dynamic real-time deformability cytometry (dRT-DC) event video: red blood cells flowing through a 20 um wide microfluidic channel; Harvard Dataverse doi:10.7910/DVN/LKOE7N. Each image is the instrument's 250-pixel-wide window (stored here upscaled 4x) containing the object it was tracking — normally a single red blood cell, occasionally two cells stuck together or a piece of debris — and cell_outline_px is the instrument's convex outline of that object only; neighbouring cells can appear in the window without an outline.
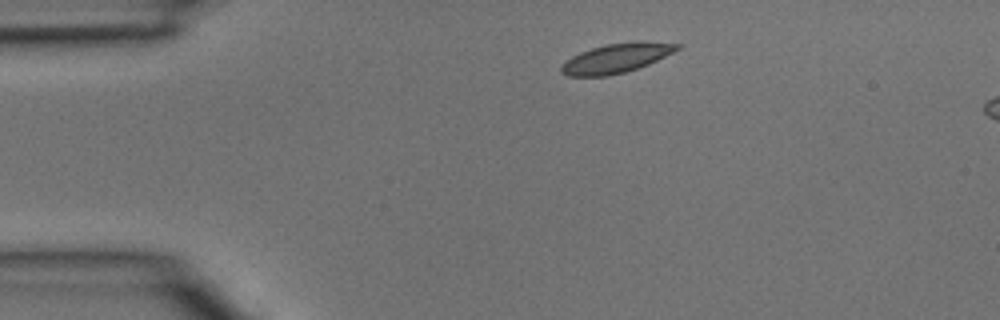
{"species": "common noctule bat (a hibernating species)", "species_latin": "Nyctalus noctula", "temperature_condition": "room temperature", "stored_images_in_passage": 3, "segment_of_instrument_passage": [1, 2], "camera_frame_rate_fps": 3000, "um_per_image_px": 0.085, "animal": {"sex": "male", "body_mass_g": 15.6}, "frame": {"image": 1, "passage_image": 1, "time_ms": 0.0, "image_size_px": [1000, 320], "cell_outline_px": [[684, 44], [680, 48], [648, 64], [624, 72], [608, 76], [568, 76], [560, 72], [560, 64], [564, 60], [580, 52], [604, 44], [636, 40], [640, 40]], "centroid_in_image_um": [52.36, 4.92], "position_along_channel_um": 32.6, "area_um2": 20.06}}